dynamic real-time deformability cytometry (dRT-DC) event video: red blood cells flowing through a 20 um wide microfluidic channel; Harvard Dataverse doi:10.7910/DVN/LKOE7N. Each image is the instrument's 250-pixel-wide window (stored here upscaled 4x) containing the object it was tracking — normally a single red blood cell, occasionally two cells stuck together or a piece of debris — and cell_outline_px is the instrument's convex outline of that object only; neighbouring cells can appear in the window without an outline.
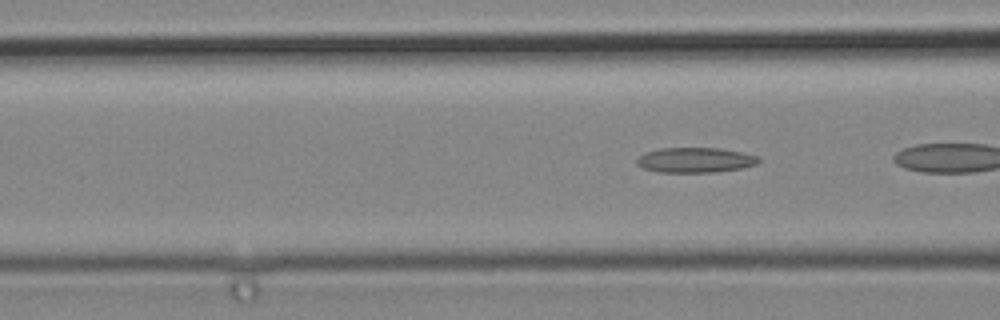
{"species": "common noctule bat (a hibernating species)", "species_latin": "Nyctalus noctula", "temperature_condition": "cold", "stored_images_in_passage": 5, "camera_frame_rate_fps": 3000, "um_per_image_px": 0.085, "animal": {"sex": "male", "body_mass_g": 19.2, "forearm_length_mm": 51.8}, "frame": {"image": 1, "passage_image": 5, "time_ms": 1.333, "image_size_px": [1000, 320], "cell_outline_px": [[760, 160], [756, 164], [744, 168], [716, 172], [656, 172], [644, 168], [636, 164], [636, 160], [644, 152], [660, 148], [720, 148], [760, 156]], "centroid_in_image_um": [59.1, 13.6], "position_along_channel_um": 107.5, "area_um2": 17.92}}